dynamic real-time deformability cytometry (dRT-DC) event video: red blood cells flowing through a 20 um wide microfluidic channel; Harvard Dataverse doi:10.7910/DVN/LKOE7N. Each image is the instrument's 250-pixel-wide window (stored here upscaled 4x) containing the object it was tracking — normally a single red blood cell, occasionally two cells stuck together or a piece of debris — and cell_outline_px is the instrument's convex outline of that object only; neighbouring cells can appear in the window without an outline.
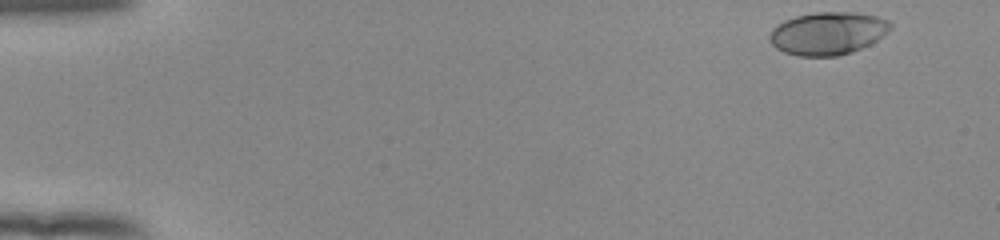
{"species": "human", "species_latin": "Homo sapiens", "temperature_condition": "room temperature", "stored_images_in_passage": 51, "camera_frame_rate_fps": 3000, "um_per_image_px": 0.085, "donor": {"sex": "female"}, "frame": {"image": 1, "passage_image": 2, "time_ms": 0.333, "image_size_px": [1000, 240], "cell_outline_px": [[892, 28], [888, 32], [876, 40], [852, 52], [836, 56], [800, 56], [784, 52], [776, 48], [772, 44], [768, 36], [772, 28], [784, 20], [796, 16], [816, 12], [852, 12], [876, 16], [888, 20], [892, 24]], "centroid_in_image_um": [70.35, 2.83], "position_along_channel_um": 14.7, "area_um2": 30.06}}
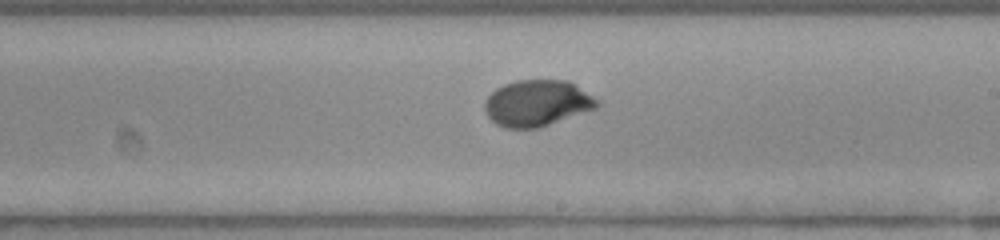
{"frame": {"image": 2, "passage_image": 30, "time_ms": 9.667, "image_size_px": [1000, 240], "cell_outline_px": [[600, 104], [596, 108], [540, 128], [504, 128], [496, 124], [488, 116], [484, 108], [484, 100], [496, 88], [504, 84], [516, 80], [568, 80], [592, 96]], "centroid_in_image_um": [45.62, 8.77], "position_along_channel_um": 243.4, "area_um2": 30.23}}
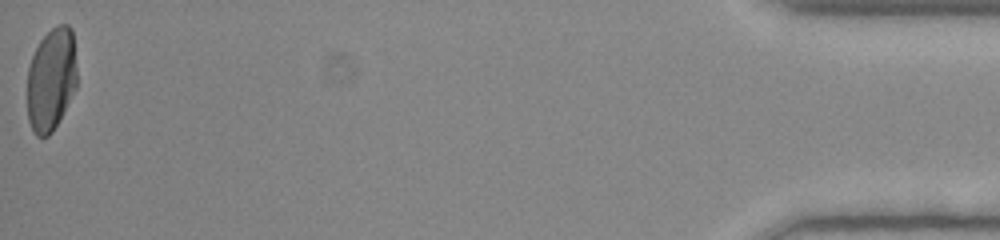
{"frame": {"image": 3, "passage_image": 51, "time_ms": 16.667, "image_size_px": [1000, 240], "cell_outline_px": [[76, 88], [52, 132], [48, 136], [36, 136], [32, 132], [28, 120], [28, 68], [32, 56], [40, 40], [56, 24], [68, 24], [72, 28], [76, 68]], "centroid_in_image_um": [4.35, 6.74], "position_along_channel_um": 430.9, "area_um2": 29.77}, "authors_computed_cell_mechanics": {"area_um2": 29.767, "velocity_mm_per_s": 3.9463, "shape_relaxation_time_tau1_ms": 2.6779, "shape_relaxation_time_tau2_ms": null, "deformation_change_tau1": 0.1588, "deformation_change_tau2": null}}